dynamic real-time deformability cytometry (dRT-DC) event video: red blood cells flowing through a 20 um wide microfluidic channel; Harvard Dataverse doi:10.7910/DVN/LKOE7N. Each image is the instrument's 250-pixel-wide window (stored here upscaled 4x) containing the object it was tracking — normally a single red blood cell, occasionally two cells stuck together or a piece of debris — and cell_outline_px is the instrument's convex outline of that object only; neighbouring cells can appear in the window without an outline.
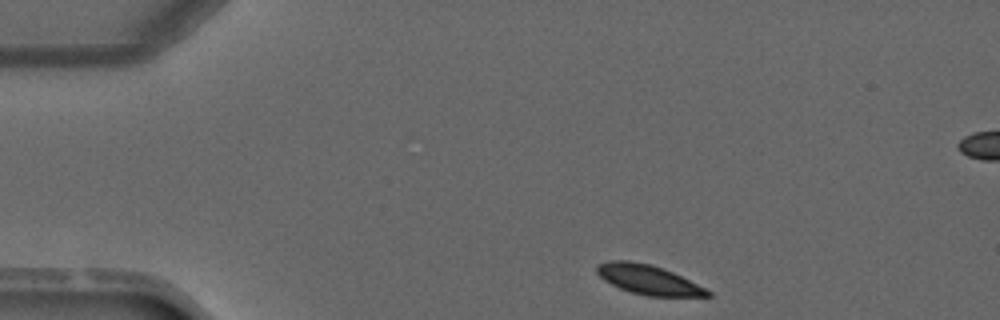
{"species": "common noctule bat (a hibernating species)", "species_latin": "Nyctalus noctula", "temperature_condition": "warm", "stored_images_in_passage": 3, "camera_frame_rate_fps": 3000, "um_per_image_px": 0.085, "animal": {"sex": "male", "forearm_length_mm": 52.5}, "frame": {"image": 1, "passage_image": 1, "time_ms": 0.0, "image_size_px": [1000, 320], "cell_outline_px": [[712, 296], [648, 296], [632, 292], [620, 288], [604, 280], [596, 272], [596, 264], [608, 260], [632, 260], [652, 264], [672, 272], [712, 292]], "centroid_in_image_um": [55.05, 23.75], "position_along_channel_um": 29.9, "area_um2": 18.9}}